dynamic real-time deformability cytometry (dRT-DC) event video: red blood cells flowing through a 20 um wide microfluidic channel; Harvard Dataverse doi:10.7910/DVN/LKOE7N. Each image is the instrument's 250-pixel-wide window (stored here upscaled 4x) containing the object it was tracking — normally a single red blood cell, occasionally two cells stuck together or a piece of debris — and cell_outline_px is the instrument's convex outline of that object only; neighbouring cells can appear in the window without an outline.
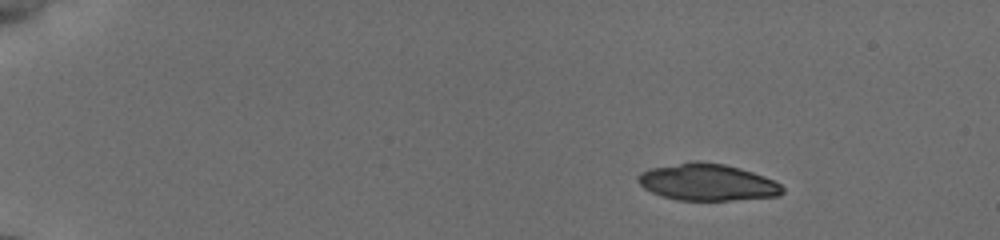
{"species": "common noctule bat (a hibernating species)", "species_latin": "Nyctalus noctula", "temperature_condition": "cold", "stored_images_in_passage": 43, "camera_frame_rate_fps": 3000, "um_per_image_px": 0.085, "animal": {"sex": "female", "body_mass_g": 19.5, "forearm_length_mm": 54.1}, "frame": {"image": 1, "passage_image": 1, "time_ms": 0.0, "image_size_px": [1000, 240], "cell_outline_px": [[784, 192], [780, 196], [728, 200], [676, 200], [660, 196], [644, 188], [636, 180], [636, 176], [640, 172], [652, 168], [692, 160], [696, 160], [724, 164], [740, 168], [764, 176], [780, 184], [784, 188]], "centroid_in_image_um": [60.1, 15.48], "position_along_channel_um": 24.9, "area_um2": 31.1}}